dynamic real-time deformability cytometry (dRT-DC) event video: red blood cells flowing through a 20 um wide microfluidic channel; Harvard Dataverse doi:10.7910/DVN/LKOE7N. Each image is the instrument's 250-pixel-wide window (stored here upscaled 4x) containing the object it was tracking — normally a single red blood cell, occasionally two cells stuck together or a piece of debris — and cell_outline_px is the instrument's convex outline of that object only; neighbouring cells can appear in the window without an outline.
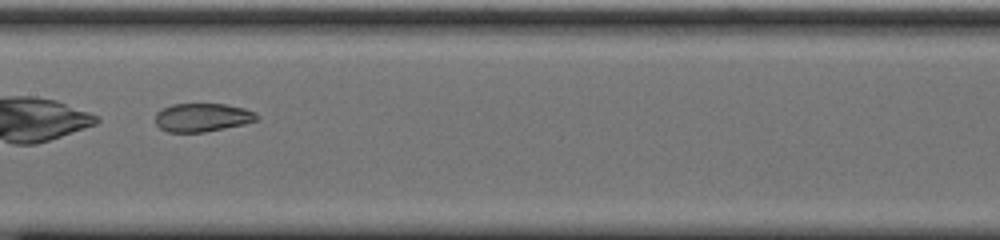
{"species": "common noctule bat (a hibernating species)", "species_latin": "Nyctalus noctula", "temperature_condition": "cold", "stored_images_in_passage": 52, "camera_frame_rate_fps": 3000, "um_per_image_px": 0.085, "animal": {"sex": "male", "body_mass_g": 20.0, "forearm_length_mm": 53.3}, "frame": {"image": 1, "passage_image": 25, "time_ms": 8.0, "image_size_px": [1000, 240], "cell_outline_px": [[260, 120], [244, 124], [204, 132], [168, 132], [160, 128], [156, 124], [156, 112], [160, 108], [172, 104], [228, 104], [244, 108], [256, 112], [260, 116]], "centroid_in_image_um": [17.23, 9.97], "position_along_channel_um": 190.2, "area_um2": 17.05}}
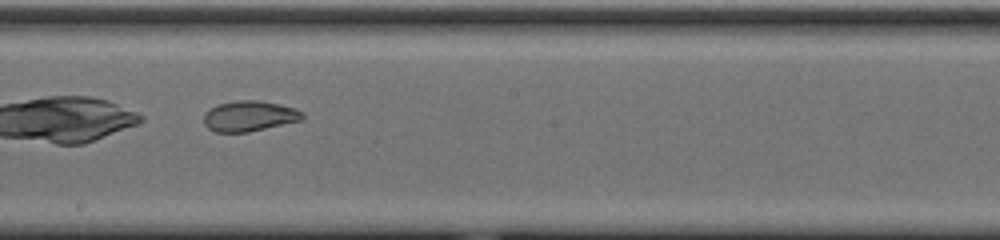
{"frame": {"image": 2, "passage_image": 28, "time_ms": 9.0, "image_size_px": [1000, 240], "cell_outline_px": [[304, 120], [248, 132], [216, 132], [208, 128], [204, 124], [204, 112], [220, 104], [236, 100], [260, 100], [280, 104], [296, 108], [304, 112]], "centroid_in_image_um": [21.24, 9.86], "position_along_channel_um": 227.0, "area_um2": 17.69}}